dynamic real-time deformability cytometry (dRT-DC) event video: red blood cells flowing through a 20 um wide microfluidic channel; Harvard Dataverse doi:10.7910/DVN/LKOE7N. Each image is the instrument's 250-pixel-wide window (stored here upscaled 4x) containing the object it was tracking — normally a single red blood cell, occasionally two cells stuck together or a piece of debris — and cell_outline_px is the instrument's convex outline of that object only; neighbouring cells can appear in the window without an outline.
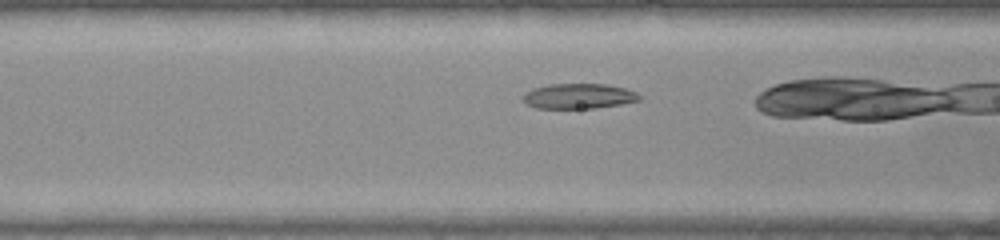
{"species": "common noctule bat (a hibernating species)", "species_latin": "Nyctalus noctula", "temperature_condition": "warm", "stored_images_in_passage": 29, "camera_frame_rate_fps": 3000, "um_per_image_px": 0.085, "animal": {"sex": "female", "body_mass_g": 22.0, "forearm_length_mm": 56.7}, "frame": {"image": 1, "passage_image": 8, "time_ms": 2.333, "image_size_px": [1000, 240], "cell_outline_px": [[640, 100], [620, 104], [592, 108], [536, 108], [528, 104], [524, 100], [524, 92], [532, 88], [548, 84], [604, 84], [624, 88], [636, 92], [640, 96]], "centroid_in_image_um": [49.16, 8.16], "position_along_channel_um": 117.4, "area_um2": 16.88}}
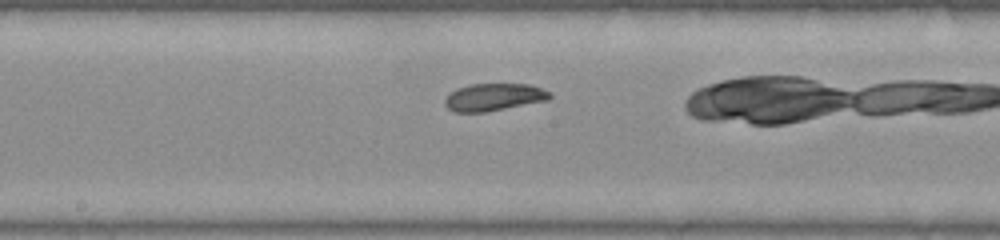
{"frame": {"image": 2, "passage_image": 15, "time_ms": 4.667, "image_size_px": [1000, 240], "cell_outline_px": [[552, 96], [548, 100], [484, 112], [452, 112], [444, 104], [444, 100], [456, 88], [468, 84], [528, 84], [552, 92]], "centroid_in_image_um": [41.97, 8.25], "position_along_channel_um": 206.2, "area_um2": 16.7}}
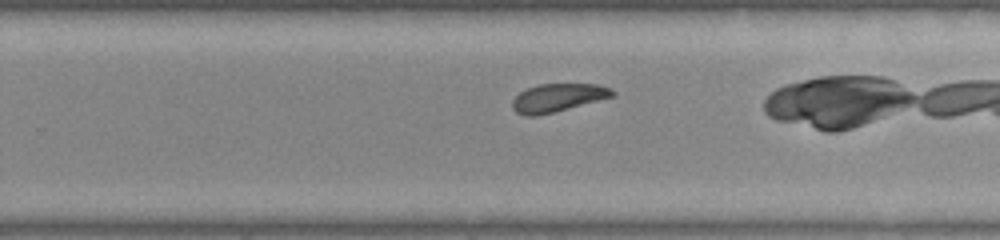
{"frame": {"image": 3, "passage_image": 21, "time_ms": 6.667, "image_size_px": [1000, 240], "cell_outline_px": [[616, 92], [612, 96], [552, 112], [536, 116], [524, 116], [516, 112], [512, 108], [512, 100], [520, 92], [528, 88], [540, 84], [600, 84]], "centroid_in_image_um": [47.35, 8.3], "position_along_channel_um": 282.4, "area_um2": 16.01}}